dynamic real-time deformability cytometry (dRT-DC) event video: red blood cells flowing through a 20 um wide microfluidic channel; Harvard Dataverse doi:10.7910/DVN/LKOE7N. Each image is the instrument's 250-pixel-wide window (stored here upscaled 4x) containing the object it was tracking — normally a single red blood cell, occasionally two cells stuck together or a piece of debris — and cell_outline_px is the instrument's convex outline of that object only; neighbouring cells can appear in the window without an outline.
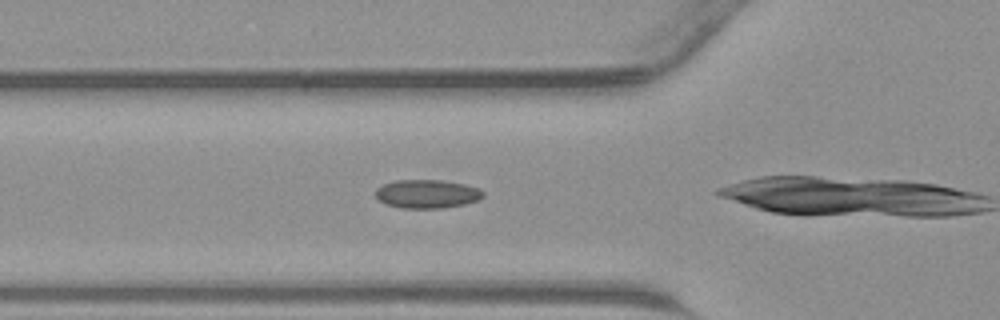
{"species": "common noctule bat (a hibernating species)", "species_latin": "Nyctalus noctula", "temperature_condition": "warm", "stored_images_in_passage": 23, "camera_frame_rate_fps": 3000, "um_per_image_px": 0.085, "animal": {"sex": "male", "body_mass_g": 23.1, "forearm_length_mm": 52.7}, "frame": {"image": 1, "passage_image": 11, "time_ms": 3.333, "image_size_px": [1000, 320], "cell_outline_px": [[484, 196], [476, 200], [464, 204], [444, 208], [400, 208], [384, 204], [376, 196], [376, 188], [384, 184], [396, 180], [440, 180], [464, 184], [480, 188], [484, 192]], "centroid_in_image_um": [36.29, 16.48], "position_along_channel_um": 89.5, "area_um2": 17.92}}
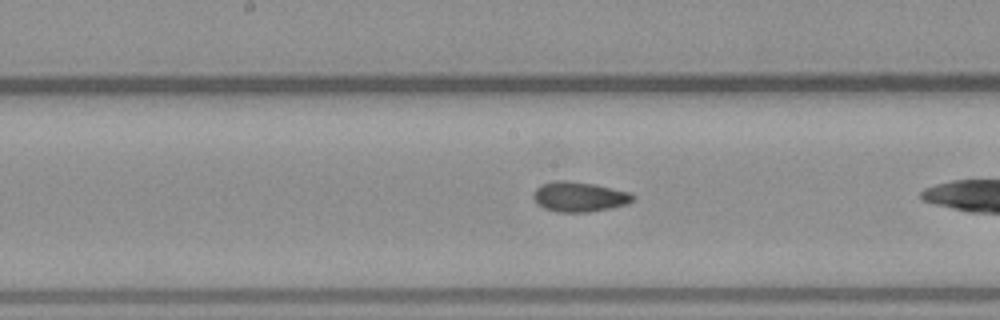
{"frame": {"image": 2, "passage_image": 18, "time_ms": 5.667, "image_size_px": [1000, 320], "cell_outline_px": [[636, 196], [628, 204], [588, 212], [556, 212], [544, 208], [536, 204], [532, 196], [532, 192], [540, 184], [556, 180], [564, 180], [596, 184], [632, 192]], "centroid_in_image_um": [49.22, 16.71], "position_along_channel_um": 199.0, "area_um2": 17.69}}
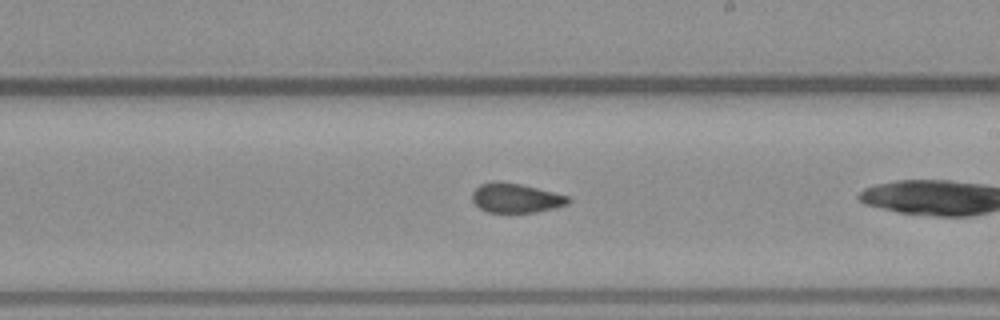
{"frame": {"image": 3, "passage_image": 21, "time_ms": 6.667, "image_size_px": [1000, 320], "cell_outline_px": [[572, 200], [568, 204], [556, 208], [536, 212], [488, 212], [480, 208], [472, 200], [472, 192], [480, 184], [492, 180], [520, 184], [568, 196]], "centroid_in_image_um": [43.84, 16.83], "position_along_channel_um": 245.2, "area_um2": 16.42}}